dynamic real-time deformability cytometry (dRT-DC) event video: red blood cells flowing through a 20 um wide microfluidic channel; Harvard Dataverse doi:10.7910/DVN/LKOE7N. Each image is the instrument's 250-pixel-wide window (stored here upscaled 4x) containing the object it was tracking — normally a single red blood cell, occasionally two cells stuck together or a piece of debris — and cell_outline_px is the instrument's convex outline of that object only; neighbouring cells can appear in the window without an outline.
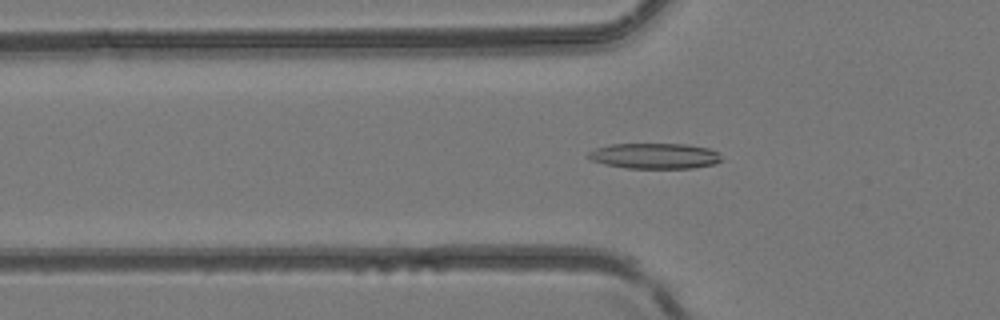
{"species": "common noctule bat (a hibernating species)", "species_latin": "Nyctalus noctula", "temperature_condition": "room temperature", "stored_images_in_passage": 48, "camera_frame_rate_fps": 3000, "um_per_image_px": 0.085, "animal": {"sex": "female", "body_mass_g": 24.6, "forearm_length_mm": 56.2}, "frame": {"image": 1, "passage_image": 17, "time_ms": 5.333, "image_size_px": [1000, 320], "cell_outline_px": [[720, 160], [716, 164], [692, 168], [624, 168], [604, 164], [592, 160], [584, 156], [588, 152], [596, 148], [612, 144], [688, 144], [708, 148], [716, 152], [720, 156]], "centroid_in_image_um": [55.61, 13.25], "position_along_channel_um": 70.2, "area_um2": 19.88}}
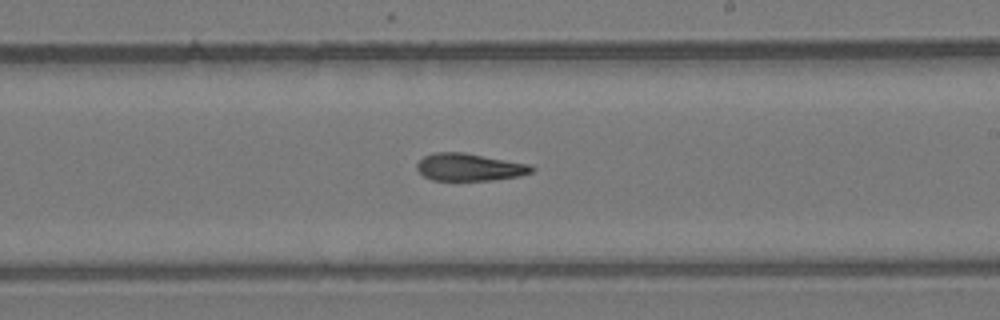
{"frame": {"image": 2, "passage_image": 29, "time_ms": 9.333, "image_size_px": [1000, 320], "cell_outline_px": [[536, 168], [532, 172], [520, 176], [492, 180], [432, 180], [424, 176], [416, 168], [416, 164], [424, 156], [436, 152], [464, 152], [528, 164]], "centroid_in_image_um": [39.9, 14.21], "position_along_channel_um": 249.1, "area_um2": 18.26}}
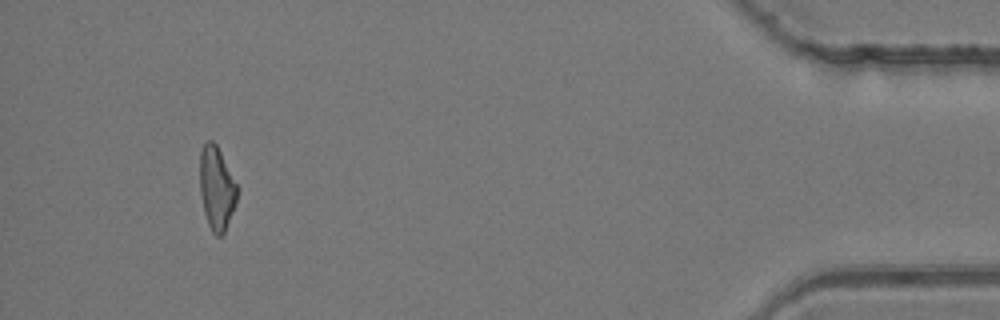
{"frame": {"image": 3, "passage_image": 45, "time_ms": 14.667, "image_size_px": [1000, 320], "cell_outline_px": [[240, 192], [224, 232], [220, 236], [216, 236], [212, 232], [208, 224], [204, 212], [200, 192], [200, 152], [204, 144], [208, 140], [212, 140], [216, 144], [240, 188]], "centroid_in_image_um": [18.43, 15.99], "position_along_channel_um": 416.8, "area_um2": 18.26}}